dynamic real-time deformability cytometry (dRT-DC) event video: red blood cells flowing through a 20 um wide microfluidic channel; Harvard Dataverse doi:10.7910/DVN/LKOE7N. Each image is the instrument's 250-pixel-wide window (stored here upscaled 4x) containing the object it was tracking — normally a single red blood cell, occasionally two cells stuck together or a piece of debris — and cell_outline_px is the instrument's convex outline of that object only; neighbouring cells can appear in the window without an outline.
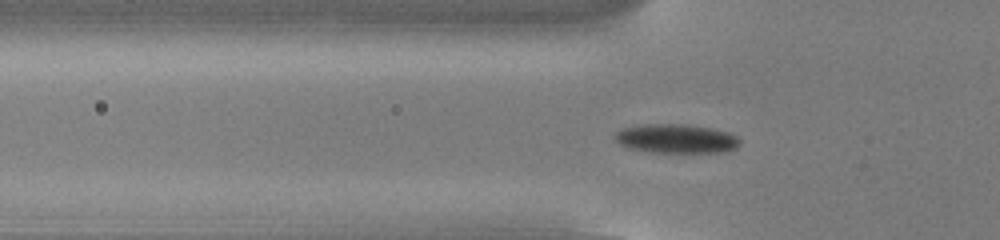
{"species": "common noctule bat (a hibernating species)", "species_latin": "Nyctalus noctula", "temperature_condition": "cold", "stored_images_in_passage": 52, "camera_frame_rate_fps": 3000, "um_per_image_px": 0.085, "animal": {"sex": "male", "body_mass_g": 13.0, "forearm_length_mm": 53.1}, "frame": {"image": 1, "passage_image": 18, "time_ms": 5.667, "image_size_px": [1000, 240], "cell_outline_px": [[740, 144], [736, 148], [724, 152], [652, 152], [628, 148], [620, 144], [612, 136], [616, 132], [624, 128], [644, 124], [684, 124], [712, 128], [728, 132], [736, 136], [740, 140]], "centroid_in_image_um": [57.48, 11.78], "position_along_channel_um": 68.3, "area_um2": 21.15}}
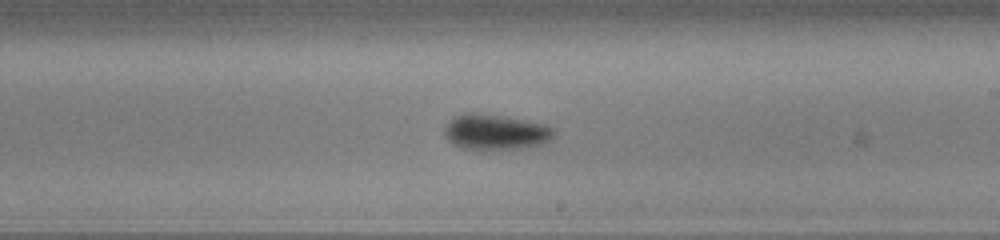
{"frame": {"image": 2, "passage_image": 32, "time_ms": 10.333, "image_size_px": [1000, 240], "cell_outline_px": [[556, 132], [548, 140], [540, 144], [520, 148], [460, 148], [448, 140], [444, 136], [444, 128], [456, 116], [468, 112], [472, 112], [500, 116], [524, 120], [544, 124], [556, 128]], "centroid_in_image_um": [42.12, 11.21], "position_along_channel_um": 246.9, "area_um2": 22.02}}
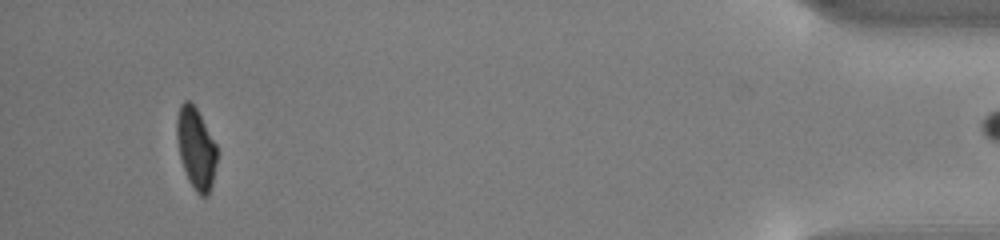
{"frame": {"image": 3, "passage_image": 51, "time_ms": 16.667, "image_size_px": [1000, 240], "cell_outline_px": [[216, 164], [212, 184], [208, 196], [200, 196], [196, 192], [188, 180], [180, 156], [176, 140], [176, 116], [180, 104], [184, 100], [188, 100], [196, 108], [216, 144]], "centroid_in_image_um": [16.64, 12.6], "position_along_channel_um": 418.6, "area_um2": 18.96}}